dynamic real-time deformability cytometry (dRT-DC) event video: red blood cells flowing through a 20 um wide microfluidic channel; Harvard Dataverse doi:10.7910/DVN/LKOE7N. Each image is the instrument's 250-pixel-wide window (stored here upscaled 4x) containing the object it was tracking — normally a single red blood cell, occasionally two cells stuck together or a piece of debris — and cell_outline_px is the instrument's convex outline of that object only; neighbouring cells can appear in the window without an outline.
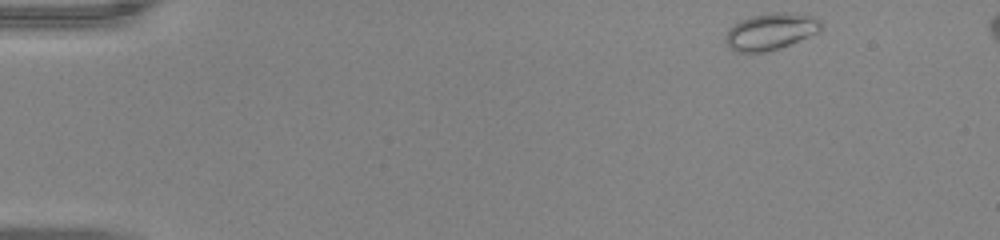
{"species": "common noctule bat (a hibernating species)", "species_latin": "Nyctalus noctula", "temperature_condition": "warm", "stored_images_in_passage": 47, "camera_frame_rate_fps": 3000, "um_per_image_px": 0.085, "animal": {"sex": "male", "body_mass_g": 20.0, "forearm_length_mm": 53.3}, "frame": {"image": 1, "passage_image": 1, "time_ms": 0.0, "image_size_px": [1000, 240], "cell_outline_px": [[824, 24], [820, 32], [780, 48], [764, 52], [736, 52], [728, 48], [724, 40], [724, 36], [728, 28], [740, 20], [752, 16], [768, 12], [784, 12], [816, 16]], "centroid_in_image_um": [65.5, 2.67], "position_along_channel_um": 19.5, "area_um2": 20.87}}
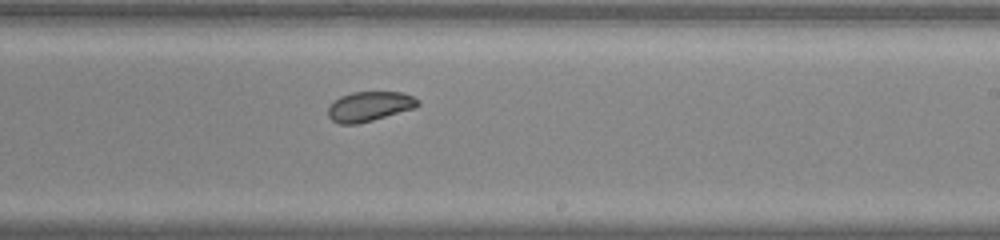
{"frame": {"image": 2, "passage_image": 28, "time_ms": 9.0, "image_size_px": [1000, 240], "cell_outline_px": [[420, 104], [416, 108], [372, 120], [356, 124], [340, 124], [332, 120], [328, 116], [328, 108], [340, 96], [352, 92], [404, 92], [420, 100]], "centroid_in_image_um": [31.44, 9.04], "position_along_channel_um": 257.6, "area_um2": 15.55}}
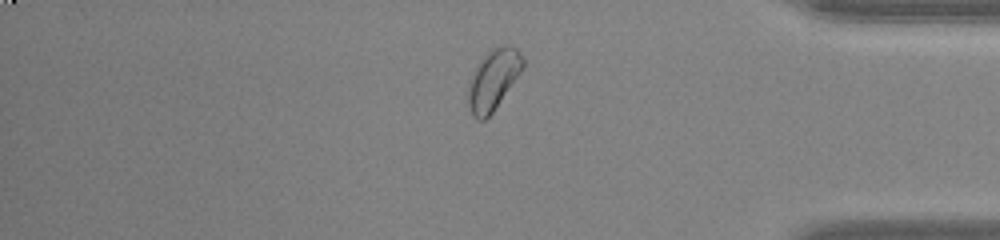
{"frame": {"image": 3, "passage_image": 40, "time_ms": 13.0, "image_size_px": [1000, 240], "cell_outline_px": [[524, 64], [520, 72], [492, 112], [484, 120], [480, 120], [472, 116], [468, 104], [468, 80], [484, 56], [492, 48], [508, 44], [512, 44], [524, 56]], "centroid_in_image_um": [41.92, 6.74], "position_along_channel_um": 393.3, "area_um2": 18.96}}